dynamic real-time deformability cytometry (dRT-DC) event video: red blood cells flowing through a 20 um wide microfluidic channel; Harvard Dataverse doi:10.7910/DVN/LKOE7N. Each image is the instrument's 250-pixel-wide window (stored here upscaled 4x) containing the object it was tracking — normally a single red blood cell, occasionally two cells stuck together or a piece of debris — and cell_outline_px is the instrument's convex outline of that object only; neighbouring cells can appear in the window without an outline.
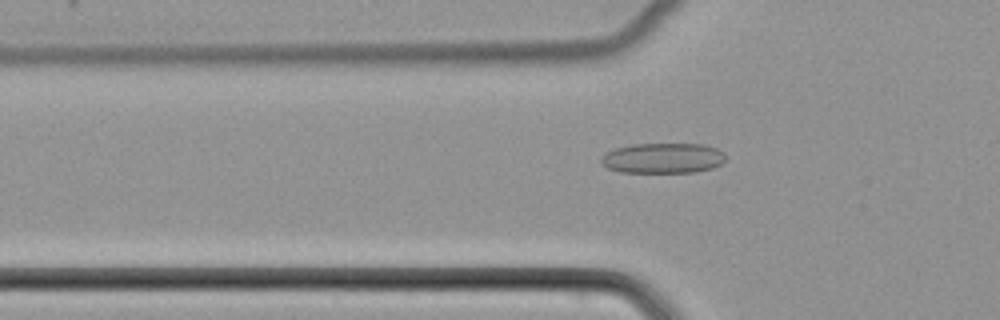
{"species": "common noctule bat (a hibernating species)", "species_latin": "Nyctalus noctula", "temperature_condition": "cold", "stored_images_in_passage": 51, "camera_frame_rate_fps": 3000, "um_per_image_px": 0.085, "animal": {"sex": "female", "body_mass_g": 22.7, "forearm_length_mm": 54.2}, "frame": {"image": 1, "passage_image": 17, "time_ms": 5.333, "image_size_px": [1000, 320], "cell_outline_px": [[724, 160], [720, 164], [712, 168], [696, 172], [620, 172], [608, 168], [600, 164], [600, 156], [616, 148], [632, 144], [704, 144], [716, 148], [724, 152]], "centroid_in_image_um": [56.32, 13.44], "position_along_channel_um": 69.5, "area_um2": 22.02}}
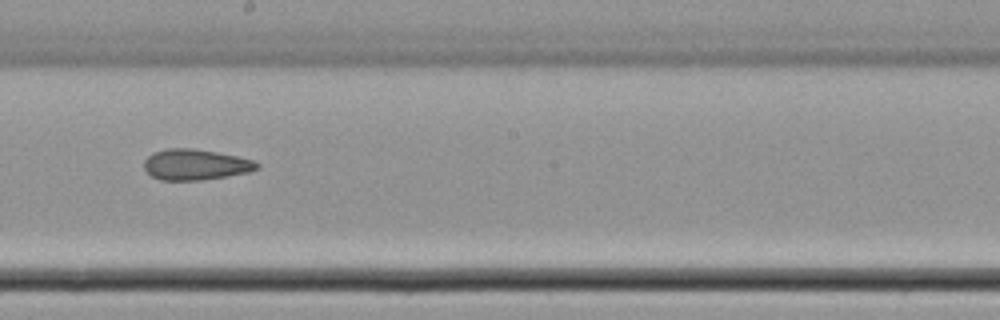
{"frame": {"image": 2, "passage_image": 29, "time_ms": 9.333, "image_size_px": [1000, 320], "cell_outline_px": [[260, 164], [256, 168], [248, 172], [204, 180], [160, 180], [152, 176], [144, 168], [144, 160], [152, 152], [168, 148], [192, 148], [216, 152], [236, 156], [252, 160]], "centroid_in_image_um": [16.57, 13.99], "position_along_channel_um": 231.6, "area_um2": 20.11}}
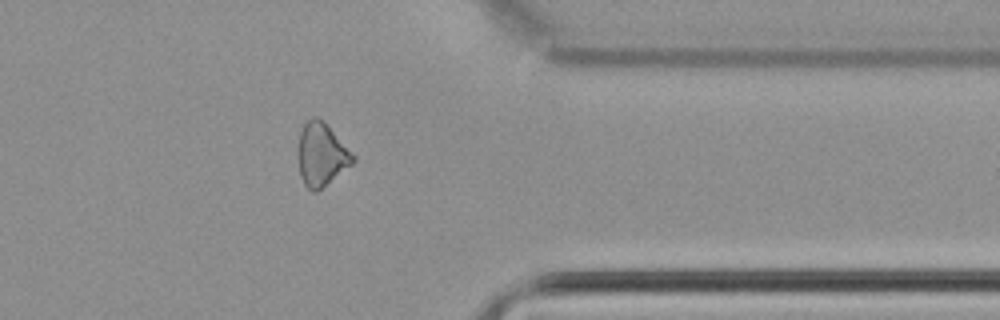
{"frame": {"image": 3, "passage_image": 41, "time_ms": 13.333, "image_size_px": [1000, 320], "cell_outline_px": [[356, 160], [352, 164], [316, 192], [312, 192], [304, 184], [300, 176], [296, 152], [300, 132], [304, 124], [312, 116], [316, 116], [324, 120], [356, 156]], "centroid_in_image_um": [27.3, 13.11], "position_along_channel_um": 384.1, "area_um2": 20.52}}